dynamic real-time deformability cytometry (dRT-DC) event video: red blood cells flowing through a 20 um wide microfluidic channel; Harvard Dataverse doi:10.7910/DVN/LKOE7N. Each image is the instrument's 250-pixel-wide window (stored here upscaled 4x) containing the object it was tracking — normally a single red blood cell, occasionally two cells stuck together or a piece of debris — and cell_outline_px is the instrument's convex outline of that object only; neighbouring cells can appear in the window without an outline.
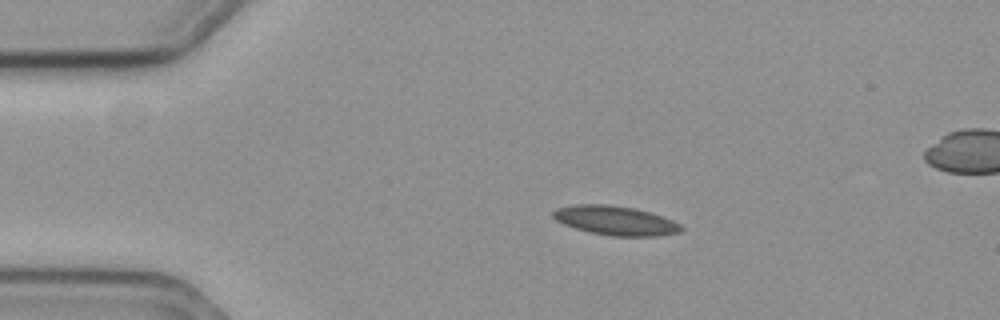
{"species": "common noctule bat (a hibernating species)", "species_latin": "Nyctalus noctula", "temperature_condition": "cold", "stored_images_in_passage": 23, "camera_frame_rate_fps": 3000, "um_per_image_px": 0.085, "animal": {"sex": "female", "body_mass_g": 19.3, "forearm_length_mm": 54.1}, "frame": {"image": 1, "passage_image": 11, "time_ms": 3.333, "image_size_px": [1000, 320], "cell_outline_px": [[684, 228], [680, 232], [656, 236], [612, 236], [588, 232], [564, 224], [556, 220], [552, 216], [552, 212], [556, 208], [572, 204], [608, 204], [636, 208], [652, 212], [664, 216], [680, 224]], "centroid_in_image_um": [52.32, 18.73], "position_along_channel_um": 32.7, "area_um2": 22.08}}
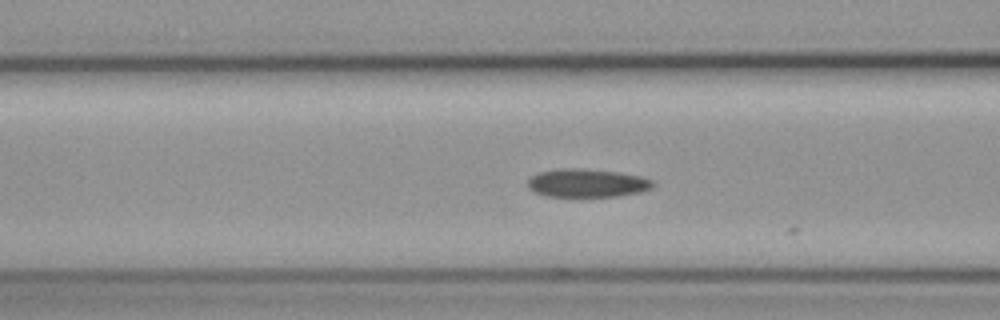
{"frame": {"image": 2, "passage_image": 22, "time_ms": 7.0, "image_size_px": [1000, 320], "cell_outline_px": [[656, 184], [652, 188], [640, 192], [616, 196], [544, 196], [528, 188], [528, 180], [532, 176], [540, 172], [560, 168], [564, 168], [616, 172], [640, 176], [652, 180]], "centroid_in_image_um": [49.91, 15.57], "position_along_channel_um": 116.7, "area_um2": 20.29}}